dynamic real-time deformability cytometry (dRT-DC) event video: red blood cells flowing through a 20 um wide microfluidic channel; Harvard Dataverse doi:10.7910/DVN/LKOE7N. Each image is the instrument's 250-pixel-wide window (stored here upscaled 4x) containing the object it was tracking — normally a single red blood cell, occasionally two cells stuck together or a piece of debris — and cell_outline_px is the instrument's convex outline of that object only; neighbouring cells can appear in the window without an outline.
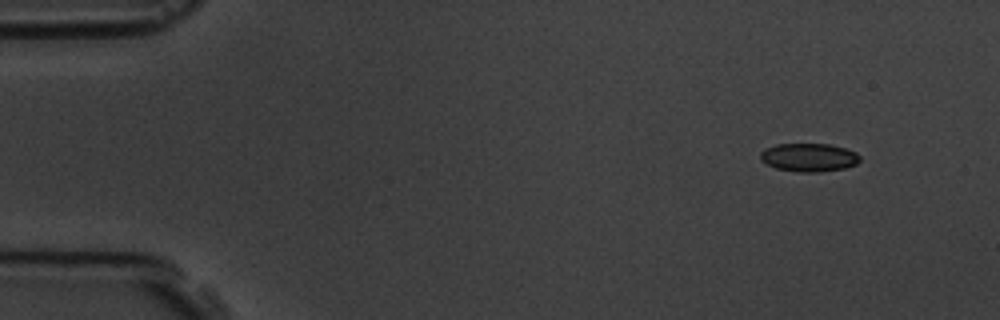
{"species": "common noctule bat (a hibernating species)", "species_latin": "Nyctalus noctula", "temperature_condition": "room temperature", "stored_images_in_passage": 6, "camera_frame_rate_fps": 3000, "um_per_image_px": 0.085, "animal": {"sex": "male", "body_mass_g": 19.5, "forearm_length_mm": 54.6}, "frame": {"image": 1, "passage_image": 1, "time_ms": 0.0, "image_size_px": [1000, 320], "cell_outline_px": [[860, 160], [856, 164], [844, 168], [820, 172], [800, 172], [776, 168], [760, 160], [760, 152], [764, 148], [776, 144], [828, 144], [844, 148], [856, 152], [860, 156]], "centroid_in_image_um": [68.74, 13.37], "position_along_channel_um": 16.3, "area_um2": 16.42}}
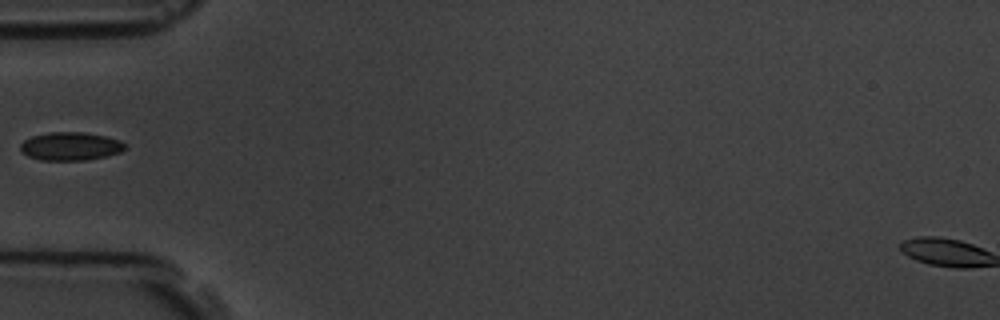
{"frame": {"image": 2, "passage_image": 5, "time_ms": 4.667, "image_size_px": [1000, 320], "cell_outline_px": [[128, 144], [120, 152], [108, 156], [84, 160], [40, 160], [28, 156], [20, 148], [20, 144], [24, 140], [32, 136], [52, 132], [84, 132], [104, 136], [120, 140]], "centroid_in_image_um": [6.01, 12.43], "position_along_channel_um": 79.0, "area_um2": 17.17}}
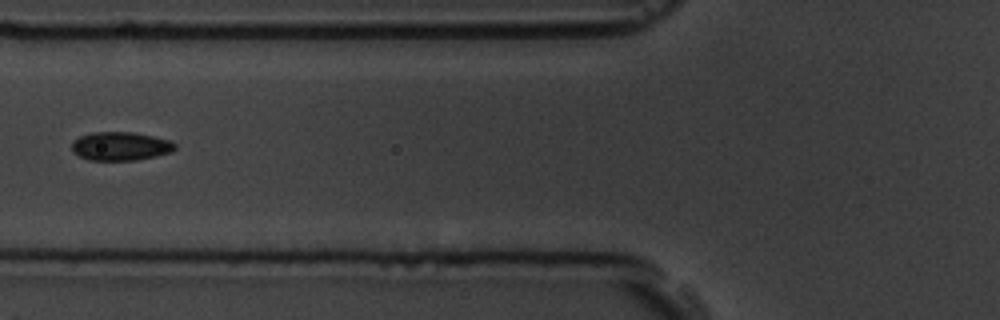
{"frame": {"image": 3, "passage_image": 6, "time_ms": 5.667, "image_size_px": [1000, 320], "cell_outline_px": [[176, 148], [172, 152], [156, 156], [136, 160], [88, 160], [72, 152], [72, 140], [80, 136], [92, 132], [132, 132], [152, 136], [168, 140], [176, 144]], "centroid_in_image_um": [10.22, 12.43], "position_along_channel_um": 115.6, "area_um2": 17.22}}